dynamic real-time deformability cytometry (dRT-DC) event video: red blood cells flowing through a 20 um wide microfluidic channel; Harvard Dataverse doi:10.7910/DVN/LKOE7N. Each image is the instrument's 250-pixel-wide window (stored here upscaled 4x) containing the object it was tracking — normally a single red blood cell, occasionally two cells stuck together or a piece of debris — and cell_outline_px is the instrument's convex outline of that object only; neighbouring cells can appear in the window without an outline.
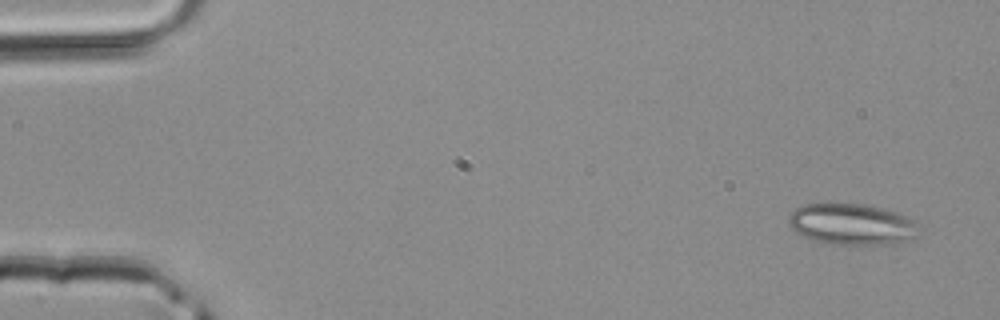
{"species": "common noctule bat (a hibernating species)", "species_latin": "Nyctalus noctula", "temperature_condition": "room temperature", "stored_images_in_passage": 5, "camera_frame_rate_fps": 3000, "um_per_image_px": 0.085, "animal": {"sex": "male", "body_mass_g": 20.4}, "frame": {"image": 1, "passage_image": 1, "time_ms": 0.0, "image_size_px": [1000, 320], "cell_outline_px": [[916, 236], [908, 240], [892, 244], [824, 244], [812, 240], [796, 232], [788, 224], [788, 216], [796, 208], [804, 204], [864, 204], [896, 212], [908, 216], [916, 224]], "centroid_in_image_um": [72.36, 19.07], "position_along_channel_um": 12.6, "area_um2": 31.1}}